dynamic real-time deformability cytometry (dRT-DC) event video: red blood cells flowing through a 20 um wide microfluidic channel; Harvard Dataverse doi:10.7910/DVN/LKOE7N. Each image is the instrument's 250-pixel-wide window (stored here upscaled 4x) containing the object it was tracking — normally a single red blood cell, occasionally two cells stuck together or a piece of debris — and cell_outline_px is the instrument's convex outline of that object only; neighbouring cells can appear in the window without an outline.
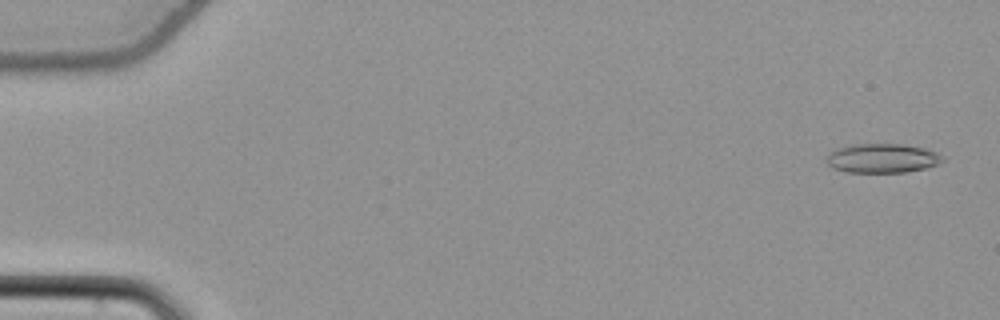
{"species": "common noctule bat (a hibernating species)", "species_latin": "Nyctalus noctula", "temperature_condition": "cold", "stored_images_in_passage": 55, "camera_frame_rate_fps": 3000, "um_per_image_px": 0.085, "animal": {"sex": "female", "body_mass_g": 22.7, "forearm_length_mm": 54.2}, "frame": {"image": 1, "passage_image": 2, "time_ms": 0.333, "image_size_px": [1000, 320], "cell_outline_px": [[944, 160], [940, 164], [908, 172], [848, 172], [832, 168], [828, 164], [828, 152], [836, 148], [852, 144], [904, 144], [924, 148], [936, 152], [944, 156]], "centroid_in_image_um": [75.01, 13.44], "position_along_channel_um": 10.0, "area_um2": 19.88}}
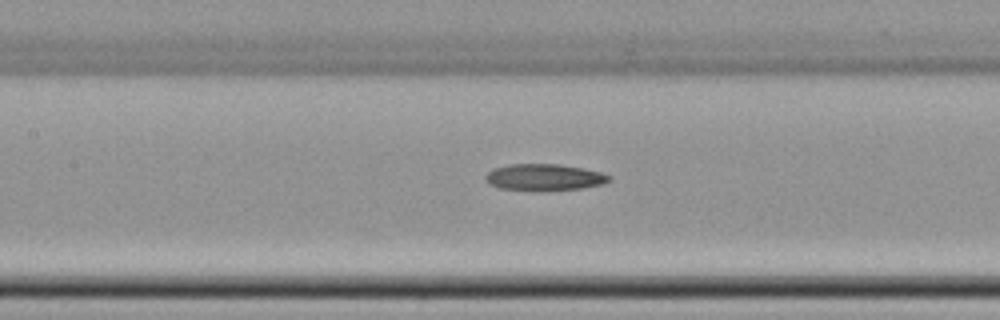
{"frame": {"image": 2, "passage_image": 26, "time_ms": 8.333, "image_size_px": [1000, 320], "cell_outline_px": [[612, 180], [604, 184], [584, 188], [500, 188], [488, 184], [484, 180], [484, 176], [492, 168], [508, 164], [560, 164], [584, 168], [600, 172], [612, 176]], "centroid_in_image_um": [46.28, 15.02], "position_along_channel_um": 161.1, "area_um2": 18.61}}
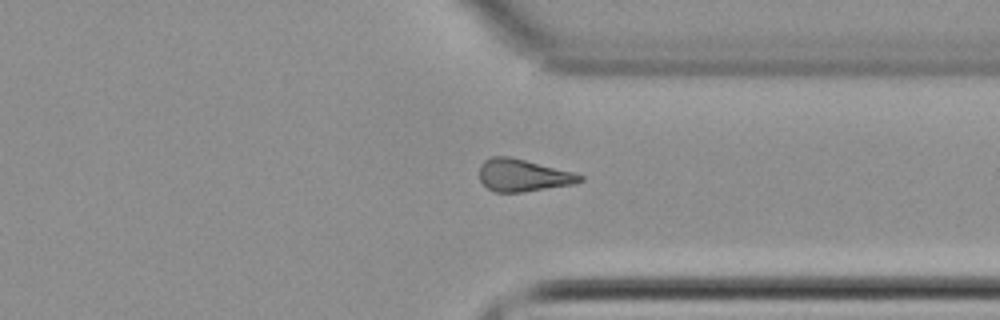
{"frame": {"image": 3, "passage_image": 42, "time_ms": 13.667, "image_size_px": [1000, 320], "cell_outline_px": [[584, 180], [576, 184], [524, 192], [496, 192], [488, 188], [480, 180], [480, 164], [484, 160], [492, 156], [512, 156], [572, 172], [584, 176]], "centroid_in_image_um": [44.47, 14.9], "position_along_channel_um": 366.9, "area_um2": 19.07}}